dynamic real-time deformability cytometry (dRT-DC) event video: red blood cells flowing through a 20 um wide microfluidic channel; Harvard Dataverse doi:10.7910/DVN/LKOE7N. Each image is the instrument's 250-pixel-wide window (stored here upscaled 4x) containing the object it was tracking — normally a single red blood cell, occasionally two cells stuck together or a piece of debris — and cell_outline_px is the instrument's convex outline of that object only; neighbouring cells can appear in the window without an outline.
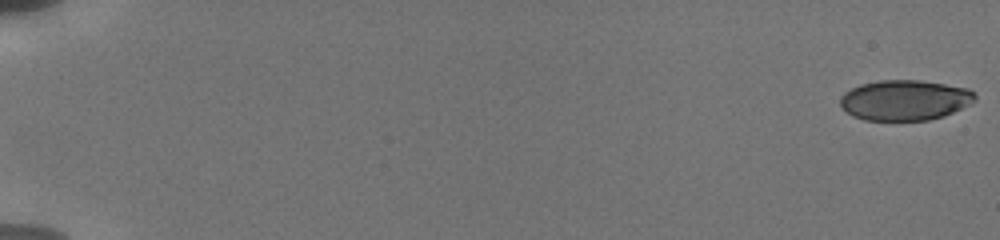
{"species": "human", "species_latin": "Homo sapiens", "temperature_condition": "cold", "stored_images_in_passage": 34, "camera_frame_rate_fps": 3000, "um_per_image_px": 0.085, "donor": {"sex": "male"}, "frame": {"image": 1, "passage_image": 1, "time_ms": 0.0, "image_size_px": [1000, 240], "cell_outline_px": [[976, 100], [972, 104], [944, 116], [928, 120], [864, 120], [852, 116], [840, 104], [840, 96], [844, 92], [860, 84], [880, 80], [920, 80], [968, 88], [976, 96]], "centroid_in_image_um": [76.92, 8.51], "position_along_channel_um": 8.1, "area_um2": 31.79}}
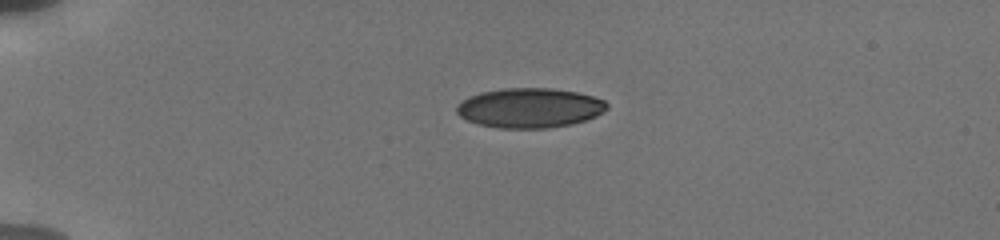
{"frame": {"image": 2, "passage_image": 25, "time_ms": 4.667, "image_size_px": [1000, 240], "cell_outline_px": [[608, 108], [604, 112], [596, 116], [572, 124], [548, 128], [500, 128], [480, 124], [468, 120], [460, 116], [456, 112], [456, 108], [464, 100], [480, 92], [504, 88], [552, 88], [576, 92], [592, 96], [604, 100], [608, 104]], "centroid_in_image_um": [45.06, 9.17], "position_along_channel_um": 39.9, "area_um2": 34.56}}